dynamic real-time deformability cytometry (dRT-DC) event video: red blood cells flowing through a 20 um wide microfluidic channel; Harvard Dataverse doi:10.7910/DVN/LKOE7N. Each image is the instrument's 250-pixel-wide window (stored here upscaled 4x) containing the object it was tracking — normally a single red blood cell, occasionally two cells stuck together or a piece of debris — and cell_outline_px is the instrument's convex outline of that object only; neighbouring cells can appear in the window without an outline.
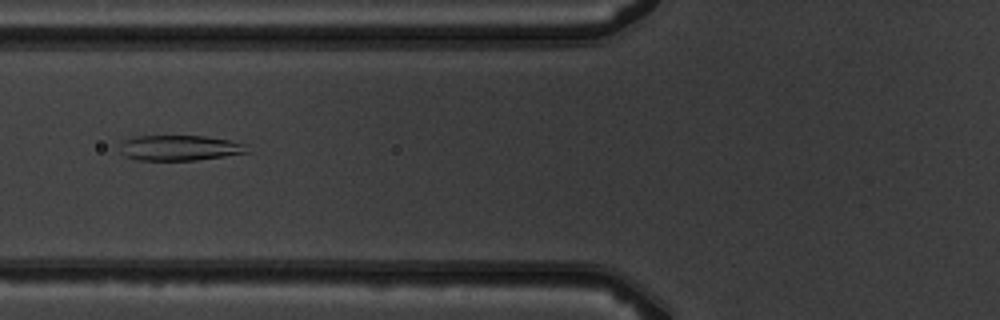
{"species": "common noctule bat (a hibernating species)", "species_latin": "Nyctalus noctula", "temperature_condition": "warm", "stored_images_in_passage": 6, "camera_frame_rate_fps": 3000, "um_per_image_px": 0.085, "animal": {"sex": "male", "body_mass_g": 19.5, "forearm_length_mm": 54.6}, "frame": {"image": 1, "passage_image": 6, "time_ms": 6.667, "image_size_px": [1000, 320], "cell_outline_px": [[252, 152], [196, 160], [140, 160], [124, 156], [120, 152], [120, 140], [136, 136], [204, 136], [228, 140], [244, 144]], "centroid_in_image_um": [15.23, 12.57], "position_along_channel_um": 110.6, "area_um2": 18.9}}